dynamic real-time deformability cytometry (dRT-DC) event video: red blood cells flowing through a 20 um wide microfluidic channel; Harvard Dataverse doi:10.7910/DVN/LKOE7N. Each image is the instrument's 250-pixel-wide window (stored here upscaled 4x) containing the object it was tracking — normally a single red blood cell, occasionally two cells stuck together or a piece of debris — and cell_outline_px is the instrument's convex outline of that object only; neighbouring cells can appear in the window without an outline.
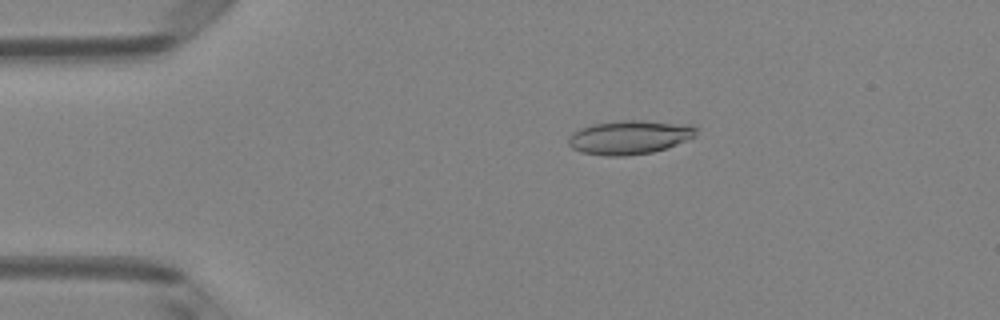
{"species": "Egyptian fruit bat (a non-hibernating species)", "species_latin": "Rousettus aegyptiacus", "temperature_condition": "room temperature", "stored_images_in_passage": 5, "camera_frame_rate_fps": 3000, "um_per_image_px": 0.085, "animal": {"sex": "female"}, "frame": {"image": 1, "passage_image": 3, "time_ms": 0.667, "image_size_px": [1000, 320], "cell_outline_px": [[696, 132], [692, 136], [676, 144], [652, 152], [624, 156], [604, 156], [580, 152], [572, 148], [568, 144], [568, 136], [572, 132], [580, 128], [592, 124], [620, 120], [640, 120], [692, 124], [696, 128]], "centroid_in_image_um": [53.44, 11.66], "position_along_channel_um": 31.6, "area_um2": 25.2}}
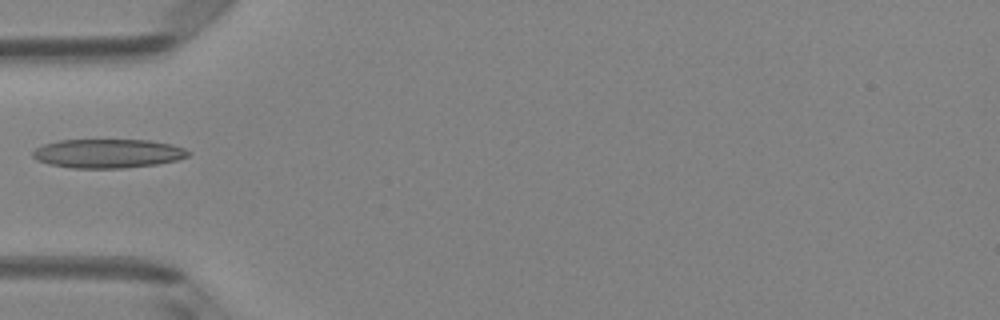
{"frame": {"image": 2, "passage_image": 5, "time_ms": 1.333, "image_size_px": [1000, 320], "cell_outline_px": [[192, 152], [188, 156], [176, 160], [156, 164], [124, 168], [72, 168], [48, 164], [36, 160], [32, 156], [32, 152], [36, 148], [44, 144], [60, 140], [148, 140], [172, 144], [184, 148]], "centroid_in_image_um": [9.16, 13.04], "position_along_channel_um": 75.8, "area_um2": 26.3}}